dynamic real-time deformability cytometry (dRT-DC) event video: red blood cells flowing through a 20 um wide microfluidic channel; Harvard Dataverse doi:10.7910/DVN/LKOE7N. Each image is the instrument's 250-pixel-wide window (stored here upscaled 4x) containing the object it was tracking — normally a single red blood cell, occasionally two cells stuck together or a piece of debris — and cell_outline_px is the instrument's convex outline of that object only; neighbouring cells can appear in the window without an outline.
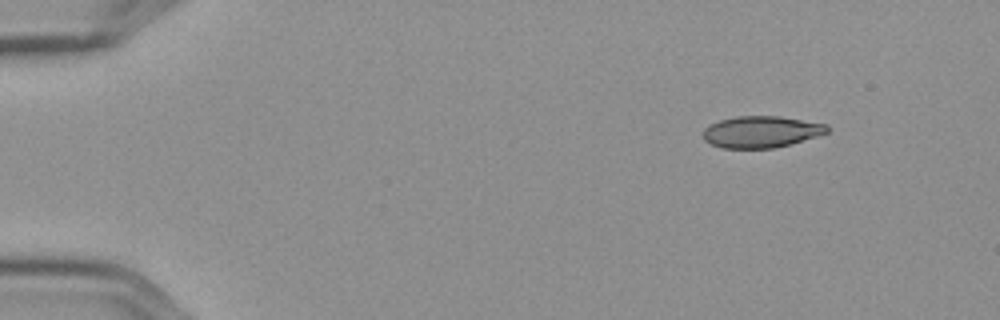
{"species": "Egyptian fruit bat (a non-hibernating species)", "species_latin": "Rousettus aegyptiacus", "temperature_condition": "cold", "stored_images_in_passage": 51, "camera_frame_rate_fps": 3000, "um_per_image_px": 0.085, "frame": {"image": 1, "passage_image": 1, "time_ms": 0.0, "image_size_px": [1000, 320], "cell_outline_px": [[828, 132], [816, 136], [788, 144], [772, 148], [724, 148], [712, 144], [704, 140], [704, 128], [720, 120], [736, 116], [780, 116], [828, 124]], "centroid_in_image_um": [64.7, 11.19], "position_along_channel_um": 20.3, "area_um2": 22.54}}
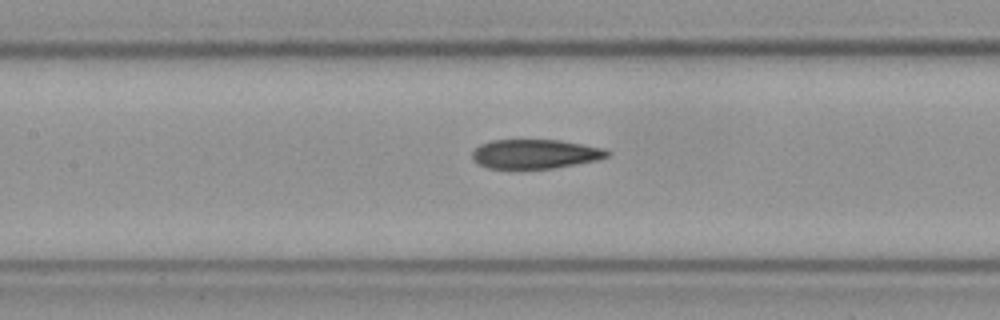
{"frame": {"image": 2, "passage_image": 21, "time_ms": 6.667, "image_size_px": [1000, 320], "cell_outline_px": [[612, 152], [608, 156], [596, 160], [552, 168], [488, 168], [476, 164], [472, 160], [472, 152], [480, 144], [492, 140], [560, 140], [604, 148]], "centroid_in_image_um": [45.46, 13.08], "position_along_channel_um": 161.9, "area_um2": 22.95}}
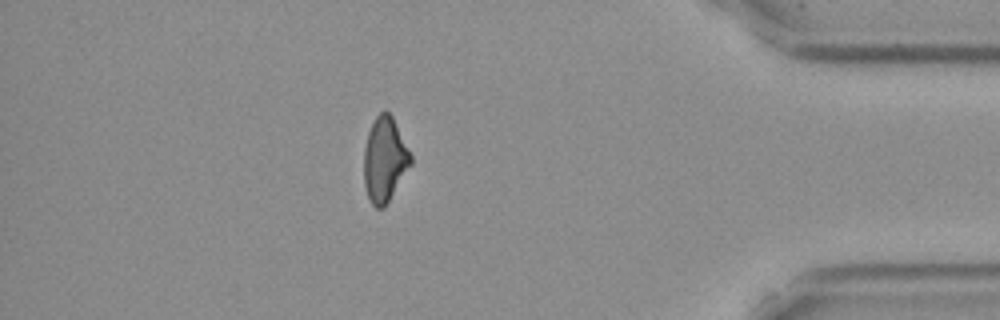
{"frame": {"image": 3, "passage_image": 44, "time_ms": 14.333, "image_size_px": [1000, 320], "cell_outline_px": [[412, 164], [384, 208], [376, 208], [372, 204], [368, 196], [364, 184], [364, 148], [368, 132], [376, 116], [384, 108], [392, 116], [412, 156]], "centroid_in_image_um": [32.7, 13.56], "position_along_channel_um": 402.5, "area_um2": 23.06}, "authors_computed_cell_mechanics": {"area_um2": 23.6402, "velocity_mm_per_s": 3.6041, "shape_relaxation_time_tau1_ms": null, "shape_relaxation_time_tau2_ms": 3.2878, "deformation_change_tau1": null, "deformation_change_tau2": 0.12}}